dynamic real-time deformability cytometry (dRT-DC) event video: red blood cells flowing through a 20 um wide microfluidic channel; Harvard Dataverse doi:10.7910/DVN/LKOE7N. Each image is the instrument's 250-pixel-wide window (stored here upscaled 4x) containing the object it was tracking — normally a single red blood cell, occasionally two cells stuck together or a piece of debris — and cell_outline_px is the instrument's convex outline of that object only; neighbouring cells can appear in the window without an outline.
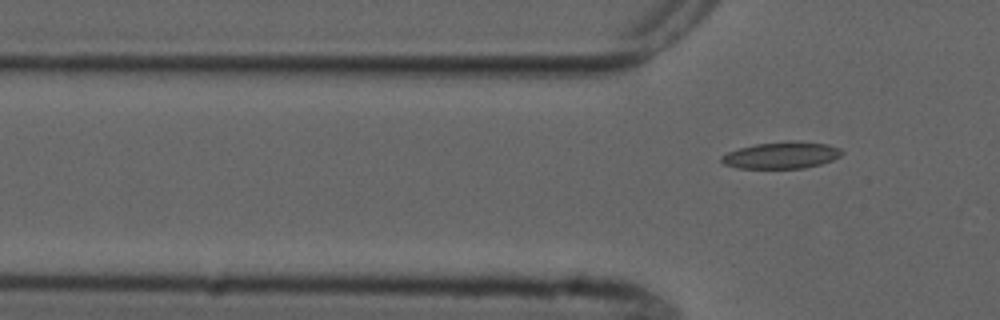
{"species": "common noctule bat (a hibernating species)", "species_latin": "Nyctalus noctula", "temperature_condition": "cold", "stored_images_in_passage": 7, "camera_frame_rate_fps": 3000, "um_per_image_px": 0.085, "animal": {"sex": "male", "forearm_length_mm": 52.5}, "frame": {"image": 1, "passage_image": 7, "time_ms": 7.667, "image_size_px": [1000, 320], "cell_outline_px": [[844, 152], [840, 156], [832, 160], [820, 164], [804, 168], [736, 168], [724, 164], [720, 160], [720, 156], [728, 152], [740, 148], [756, 144], [828, 144], [840, 148]], "centroid_in_image_um": [66.38, 13.25], "position_along_channel_um": 59.4, "area_um2": 17.74}}